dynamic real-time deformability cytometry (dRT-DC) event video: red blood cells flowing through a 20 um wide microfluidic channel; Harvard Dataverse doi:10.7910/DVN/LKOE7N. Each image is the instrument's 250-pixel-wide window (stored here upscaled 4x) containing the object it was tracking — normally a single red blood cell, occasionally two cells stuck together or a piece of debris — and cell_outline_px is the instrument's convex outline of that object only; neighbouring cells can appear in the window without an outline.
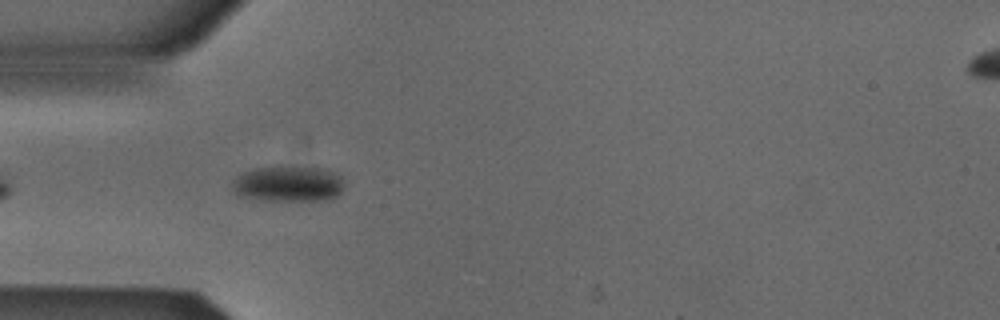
{"species": "Egyptian fruit bat (a non-hibernating species)", "species_latin": "Rousettus aegyptiacus", "temperature_condition": "cold", "stored_images_in_passage": 41, "camera_frame_rate_fps": 3000, "um_per_image_px": 0.085, "animal": {"sex": "male"}, "frame": {"image": 1, "passage_image": 4, "time_ms": 1.0, "image_size_px": [1000, 320], "cell_outline_px": [[344, 184], [340, 192], [332, 200], [256, 200], [236, 196], [232, 188], [232, 184], [244, 172], [256, 168], [320, 168], [332, 172], [340, 176], [344, 180]], "centroid_in_image_um": [24.51, 15.67], "position_along_channel_um": 60.5, "area_um2": 22.95}}
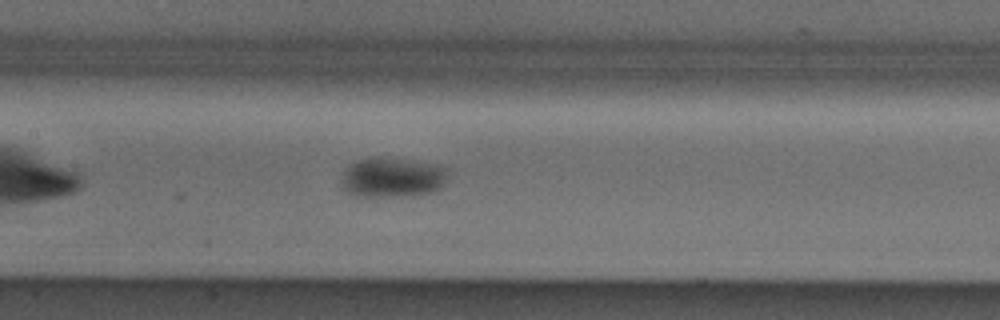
{"frame": {"image": 2, "passage_image": 13, "time_ms": 4.0, "image_size_px": [1000, 320], "cell_outline_px": [[444, 184], [436, 192], [404, 196], [356, 196], [348, 192], [340, 184], [340, 180], [344, 168], [348, 164], [356, 160], [408, 160], [444, 168]], "centroid_in_image_um": [33.25, 15.14], "position_along_channel_um": 174.1, "area_um2": 23.81}}
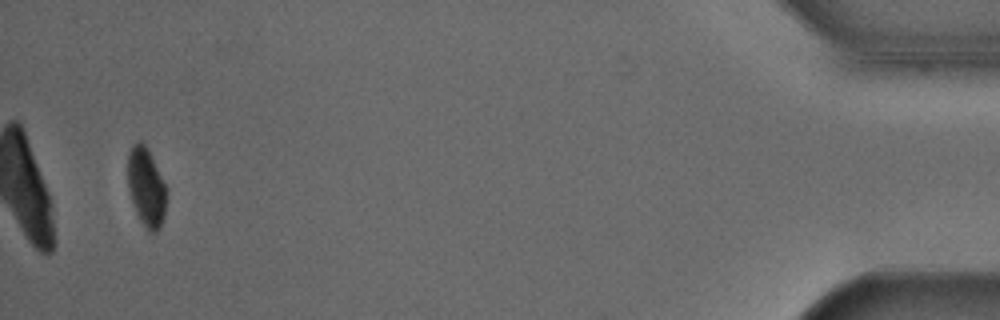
{"frame": {"image": 3, "passage_image": 39, "time_ms": 12.667, "image_size_px": [1000, 320], "cell_outline_px": [[164, 216], [160, 228], [156, 232], [148, 232], [140, 220], [132, 204], [128, 188], [128, 152], [132, 144], [136, 140], [144, 140], [148, 148], [164, 184]], "centroid_in_image_um": [12.38, 15.87], "position_along_channel_um": 422.8, "area_um2": 17.63}}